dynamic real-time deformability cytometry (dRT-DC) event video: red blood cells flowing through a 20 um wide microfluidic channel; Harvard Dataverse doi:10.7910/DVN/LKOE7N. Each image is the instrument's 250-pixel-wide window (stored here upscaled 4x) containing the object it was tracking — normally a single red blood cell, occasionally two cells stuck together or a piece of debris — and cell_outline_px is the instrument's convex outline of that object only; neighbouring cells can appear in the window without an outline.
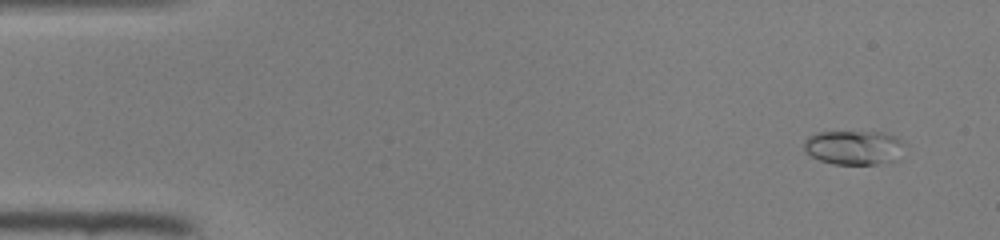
{"species": "common noctule bat (a hibernating species)", "species_latin": "Nyctalus noctula", "temperature_condition": "room temperature", "stored_images_in_passage": 46, "camera_frame_rate_fps": 3000, "um_per_image_px": 0.085, "animal": {"sex": "female", "body_mass_g": 22.0, "forearm_length_mm": 56.7}, "frame": {"image": 1, "passage_image": 3, "time_ms": 0.667, "image_size_px": [1000, 240], "cell_outline_px": [[900, 160], [876, 164], [832, 164], [820, 160], [812, 156], [804, 148], [804, 140], [808, 136], [820, 132], [884, 132], [896, 136], [900, 140]], "centroid_in_image_um": [72.57, 12.54], "position_along_channel_um": 12.4, "area_um2": 19.94}}
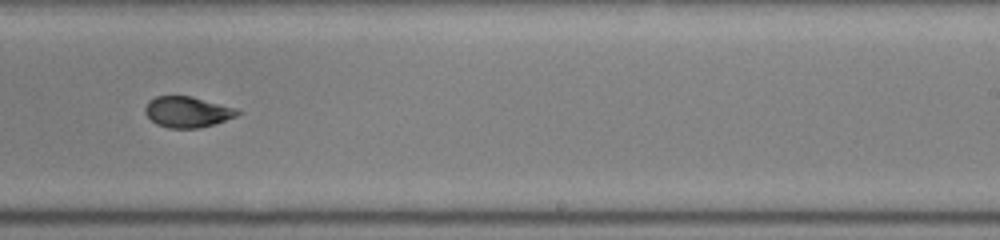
{"frame": {"image": 2, "passage_image": 29, "time_ms": 9.333, "image_size_px": [1000, 240], "cell_outline_px": [[240, 112], [236, 116], [216, 124], [200, 128], [168, 128], [156, 124], [144, 112], [144, 108], [148, 100], [156, 96], [192, 96], [236, 108]], "centroid_in_image_um": [15.91, 9.51], "position_along_channel_um": 273.1, "area_um2": 16.7}}
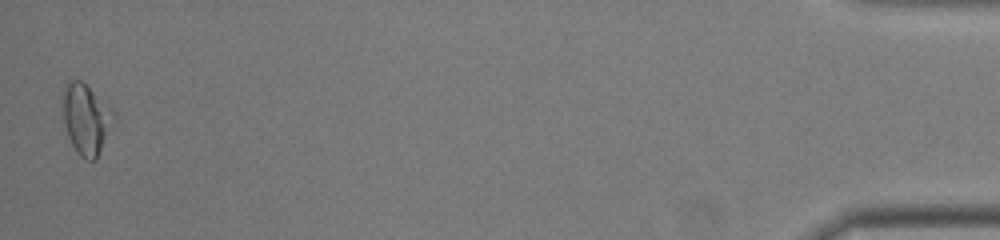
{"frame": {"image": 3, "passage_image": 46, "time_ms": 15.0, "image_size_px": [1000, 240], "cell_outline_px": [[116, 120], [96, 160], [84, 160], [76, 152], [68, 136], [64, 124], [64, 92], [68, 84], [72, 80], [80, 80], [112, 112]], "centroid_in_image_um": [7.33, 10.22], "position_along_channel_um": 427.9, "area_um2": 20.11}}